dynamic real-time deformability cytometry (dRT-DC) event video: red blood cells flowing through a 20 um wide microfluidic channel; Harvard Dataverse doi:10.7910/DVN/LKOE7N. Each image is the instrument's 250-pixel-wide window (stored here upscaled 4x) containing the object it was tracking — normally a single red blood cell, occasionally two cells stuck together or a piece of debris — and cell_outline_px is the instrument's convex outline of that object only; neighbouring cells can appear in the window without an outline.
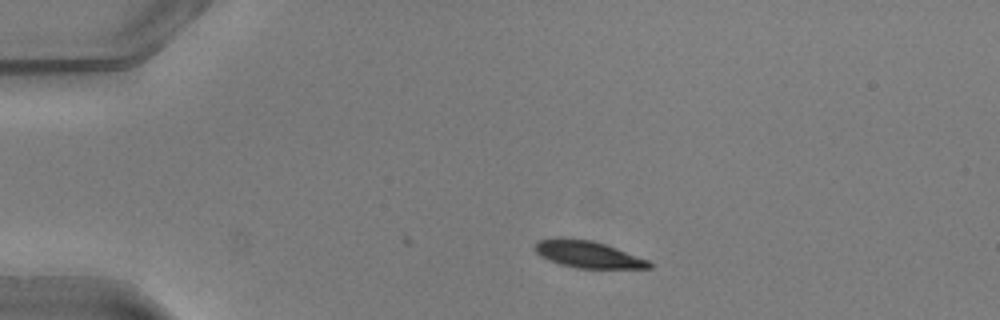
{"species": "common noctule bat (a hibernating species)", "species_latin": "Nyctalus noctula", "temperature_condition": "warm", "stored_images_in_passage": 10, "camera_frame_rate_fps": 3000, "um_per_image_px": 0.085, "animal": {"sex": "male", "body_mass_g": 20.5, "forearm_length_mm": 52.5}, "frame": {"image": 1, "passage_image": 1, "time_ms": 0.0, "image_size_px": [1000, 320], "cell_outline_px": [[652, 268], [576, 268], [560, 264], [548, 260], [540, 256], [536, 252], [536, 244], [540, 240], [556, 236], [564, 236], [592, 240], [616, 248], [648, 260], [652, 264]], "centroid_in_image_um": [49.93, 21.6], "position_along_channel_um": 35.1, "area_um2": 17.98}}
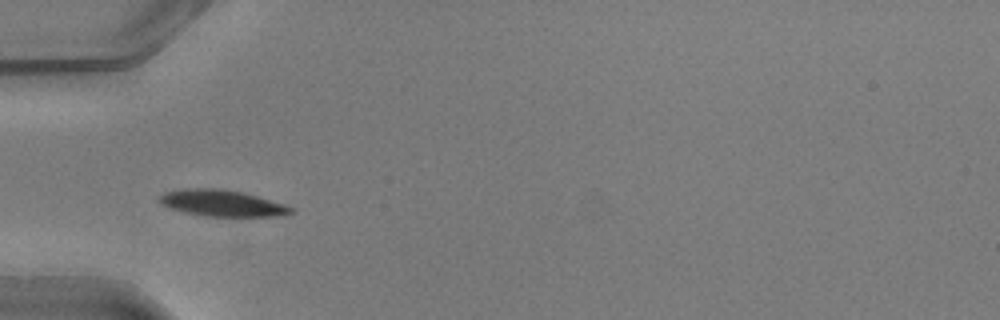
{"frame": {"image": 2, "passage_image": 7, "time_ms": 2.0, "image_size_px": [1000, 320], "cell_outline_px": [[292, 212], [280, 216], [204, 216], [184, 212], [160, 204], [160, 196], [164, 192], [188, 188], [220, 188], [244, 192], [284, 204], [292, 208]], "centroid_in_image_um": [18.86, 17.26], "position_along_channel_um": 66.1, "area_um2": 20.06}}